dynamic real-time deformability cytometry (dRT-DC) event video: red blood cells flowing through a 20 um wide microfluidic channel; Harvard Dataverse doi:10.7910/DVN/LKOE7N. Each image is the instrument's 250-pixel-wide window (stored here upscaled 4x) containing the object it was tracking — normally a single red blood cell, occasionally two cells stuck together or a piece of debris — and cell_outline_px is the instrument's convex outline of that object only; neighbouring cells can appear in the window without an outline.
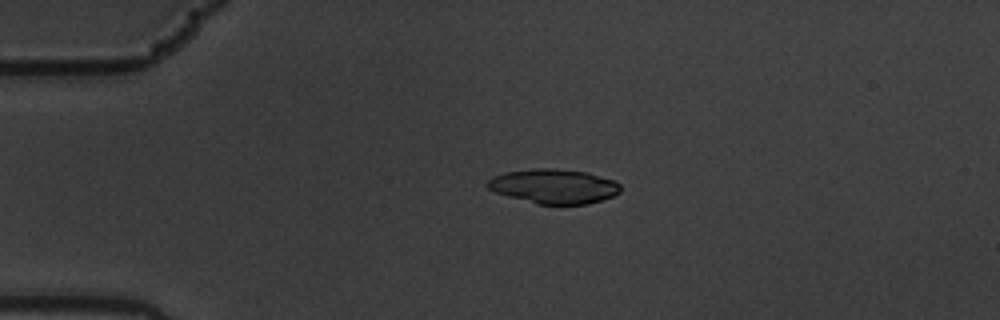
{"species": "common noctule bat (a hibernating species)", "species_latin": "Nyctalus noctula", "temperature_condition": "warm", "stored_images_in_passage": 2, "camera_frame_rate_fps": 3000, "um_per_image_px": 0.085, "animal": {"sex": "male", "body_mass_g": 19.5, "forearm_length_mm": 54.6}, "frame": {"image": 1, "passage_image": 1, "time_ms": 0.0, "image_size_px": [1000, 320], "cell_outline_px": [[620, 192], [612, 196], [588, 204], [536, 204], [508, 196], [496, 192], [488, 188], [484, 184], [492, 176], [504, 172], [532, 168], [556, 168], [588, 172], [616, 180], [620, 184]], "centroid_in_image_um": [47.07, 15.82], "position_along_channel_um": 37.9, "area_um2": 26.99}}